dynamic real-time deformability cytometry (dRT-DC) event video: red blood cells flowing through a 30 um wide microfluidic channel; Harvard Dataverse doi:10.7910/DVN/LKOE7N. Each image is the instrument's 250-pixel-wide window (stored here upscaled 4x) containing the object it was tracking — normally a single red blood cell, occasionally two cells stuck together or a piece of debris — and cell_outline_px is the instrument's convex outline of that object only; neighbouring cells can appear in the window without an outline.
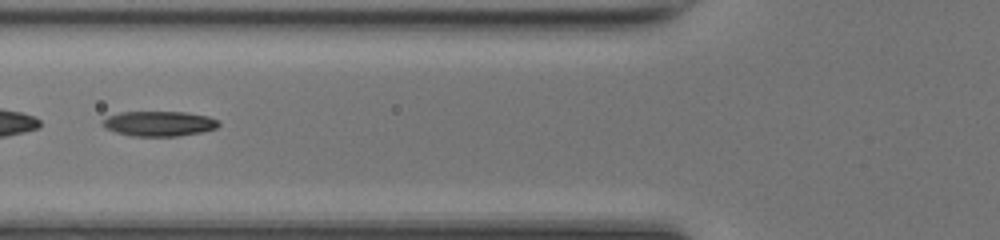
{"species": "common noctule bat (a hibernating species)", "species_latin": "Nyctalus noctula", "temperature_condition": "room temperature", "stored_images_in_passage": 43, "segment_of_instrument_passage": [2, 2], "camera_frame_rate_fps": 3000, "um_per_image_px": 0.085, "animal": {"sex": "female", "body_mass_g": 17.0, "forearm_length_mm": 48.0}, "frame": {"image": 1, "passage_image": 14, "time_ms": 4.333, "image_size_px": [1000, 240], "cell_outline_px": [[220, 124], [216, 128], [200, 132], [176, 136], [132, 136], [116, 132], [104, 128], [100, 124], [100, 120], [108, 116], [120, 112], [184, 112], [208, 116], [216, 120]], "centroid_in_image_um": [13.45, 10.5], "position_along_channel_um": 112.4, "area_um2": 16.94}}
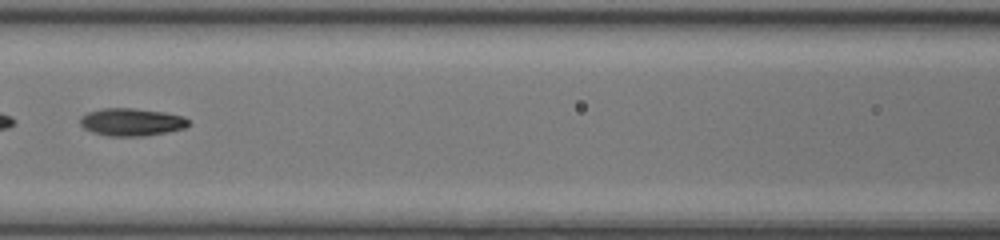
{"frame": {"image": 2, "passage_image": 17, "time_ms": 5.333, "image_size_px": [1000, 240], "cell_outline_px": [[192, 124], [184, 128], [168, 132], [144, 136], [108, 136], [92, 132], [84, 128], [80, 124], [80, 116], [88, 112], [100, 108], [132, 108], [164, 112], [184, 116]], "centroid_in_image_um": [11.18, 10.37], "position_along_channel_um": 155.4, "area_um2": 17.63}}
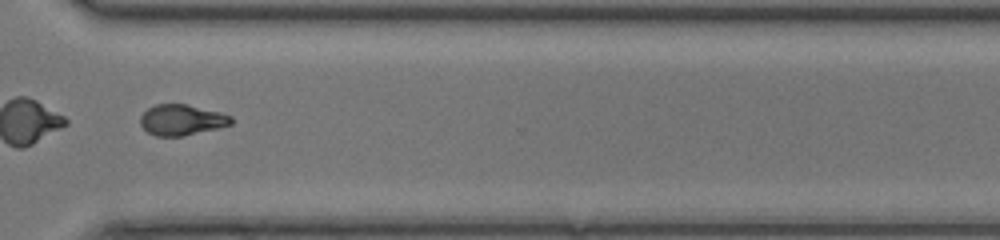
{"frame": {"image": 3, "passage_image": 31, "time_ms": 10.0, "image_size_px": [1000, 240], "cell_outline_px": [[232, 124], [220, 128], [184, 136], [156, 136], [148, 132], [140, 124], [140, 116], [148, 108], [156, 104], [184, 104], [220, 112], [232, 116]], "centroid_in_image_um": [15.45, 10.2], "position_along_channel_um": 355.1, "area_um2": 16.3}}